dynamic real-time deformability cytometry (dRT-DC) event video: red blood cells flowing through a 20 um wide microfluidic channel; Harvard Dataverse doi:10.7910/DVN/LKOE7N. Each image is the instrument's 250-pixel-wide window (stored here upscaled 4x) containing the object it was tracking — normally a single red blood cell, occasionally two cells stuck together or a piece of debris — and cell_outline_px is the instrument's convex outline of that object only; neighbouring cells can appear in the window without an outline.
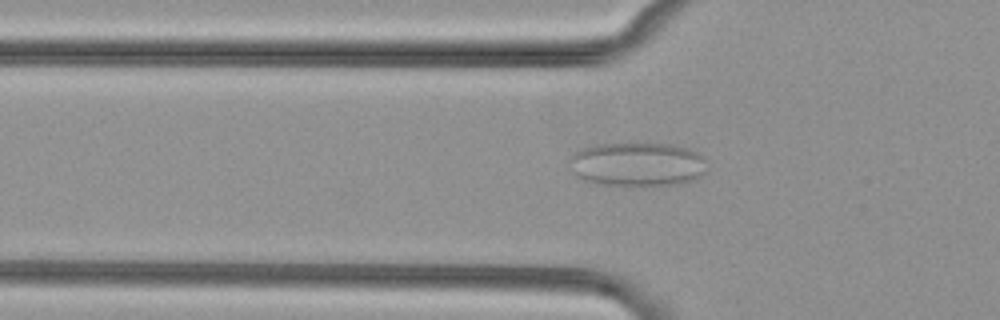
{"species": "common noctule bat (a hibernating species)", "species_latin": "Nyctalus noctula", "temperature_condition": "cold", "stored_images_in_passage": 48, "camera_frame_rate_fps": 3000, "um_per_image_px": 0.085, "animal": {"sex": "female", "body_mass_g": 29.2, "forearm_length_mm": 56.3}, "frame": {"image": 1, "passage_image": 11, "time_ms": 3.333, "image_size_px": [1000, 320], "cell_outline_px": [[704, 172], [700, 176], [684, 184], [640, 188], [596, 184], [584, 180], [576, 176], [568, 168], [568, 160], [572, 152], [596, 144], [672, 144], [688, 148], [704, 156]], "centroid_in_image_um": [54.12, 14.01], "position_along_channel_um": 71.7, "area_um2": 36.41}}
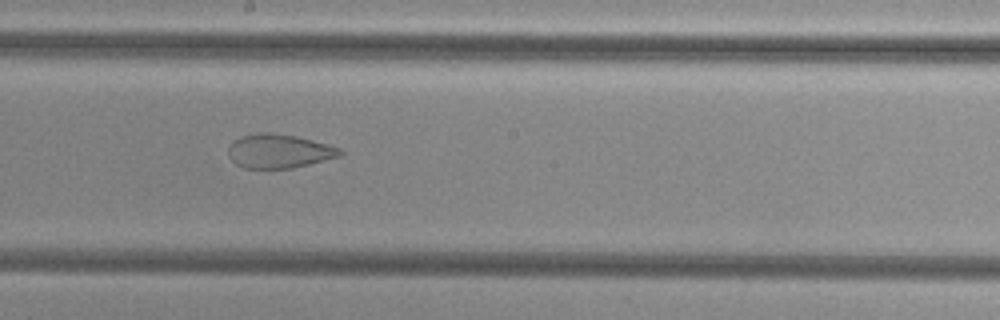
{"frame": {"image": 2, "passage_image": 23, "time_ms": 7.333, "image_size_px": [1000, 320], "cell_outline_px": [[344, 152], [340, 156], [292, 168], [244, 168], [236, 164], [228, 156], [228, 148], [240, 136], [256, 132], [272, 132], [296, 136], [328, 144], [340, 148]], "centroid_in_image_um": [23.71, 12.83], "position_along_channel_um": 224.5, "area_um2": 22.08}}
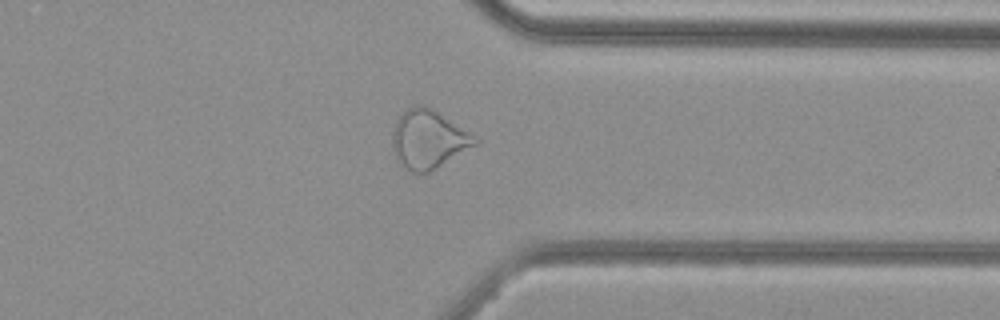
{"frame": {"image": 3, "passage_image": 35, "time_ms": 11.333, "image_size_px": [1000, 320], "cell_outline_px": [[480, 144], [428, 172], [412, 172], [400, 164], [396, 160], [392, 144], [392, 132], [396, 120], [408, 108], [416, 104], [420, 104], [432, 108], [480, 140]], "centroid_in_image_um": [36.41, 11.84], "position_along_channel_um": 375.0, "area_um2": 28.03}}